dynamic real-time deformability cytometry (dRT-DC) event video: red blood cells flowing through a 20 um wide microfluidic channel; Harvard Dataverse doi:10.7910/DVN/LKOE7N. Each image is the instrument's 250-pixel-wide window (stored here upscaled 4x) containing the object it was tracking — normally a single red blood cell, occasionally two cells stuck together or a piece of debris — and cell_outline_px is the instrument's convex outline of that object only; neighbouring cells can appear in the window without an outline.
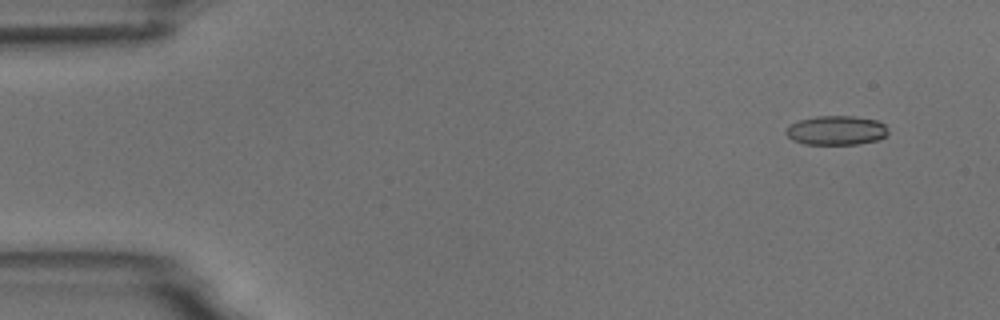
{"species": "common noctule bat (a hibernating species)", "species_latin": "Nyctalus noctula", "temperature_condition": "room temperature", "stored_images_in_passage": 6, "camera_frame_rate_fps": 3000, "um_per_image_px": 0.085, "animal": {"sex": "male", "body_mass_g": 18.8}, "frame": {"image": 1, "passage_image": 2, "time_ms": 1.0, "image_size_px": [1000, 320], "cell_outline_px": [[888, 132], [880, 140], [860, 144], [804, 144], [792, 140], [784, 132], [792, 124], [800, 120], [816, 116], [852, 116], [876, 120], [884, 124], [888, 128]], "centroid_in_image_um": [71.11, 11.09], "position_along_channel_um": 13.9, "area_um2": 17.4}}
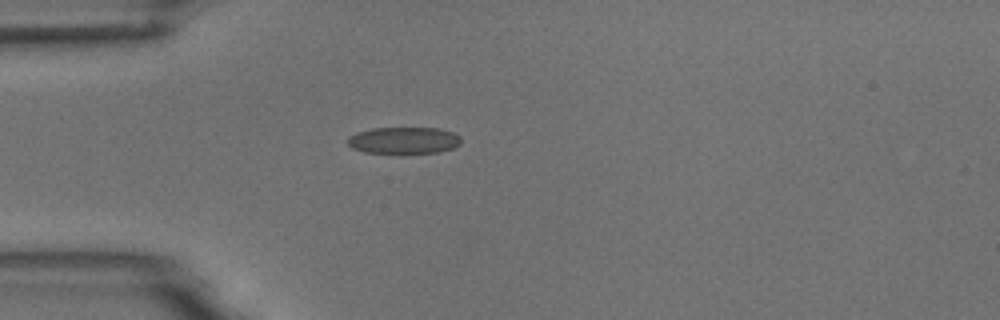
{"frame": {"image": 2, "passage_image": 5, "time_ms": 4.667, "image_size_px": [1000, 320], "cell_outline_px": [[460, 144], [452, 148], [436, 152], [400, 156], [364, 152], [352, 148], [348, 144], [348, 136], [372, 128], [440, 128], [452, 132], [460, 136]], "centroid_in_image_um": [34.31, 11.98], "position_along_channel_um": 50.7, "area_um2": 18.32}}